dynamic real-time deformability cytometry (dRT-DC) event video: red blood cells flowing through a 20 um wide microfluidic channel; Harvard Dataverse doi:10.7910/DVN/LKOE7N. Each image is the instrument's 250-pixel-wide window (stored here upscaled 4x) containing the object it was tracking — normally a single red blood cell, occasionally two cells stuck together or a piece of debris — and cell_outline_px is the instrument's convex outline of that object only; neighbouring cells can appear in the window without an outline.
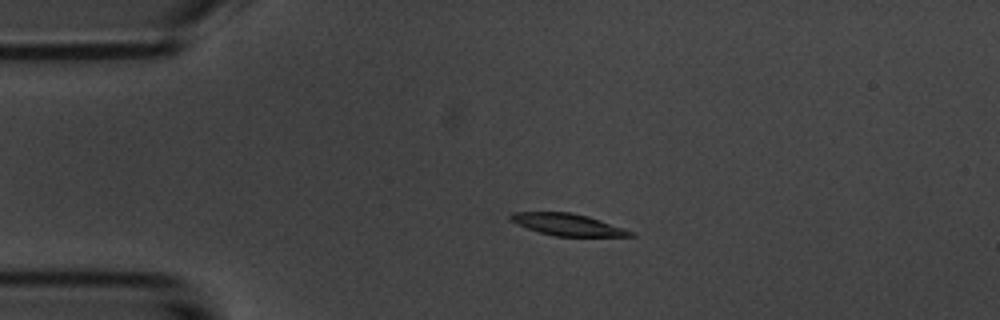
{"species": "common noctule bat (a hibernating species)", "species_latin": "Nyctalus noctula", "temperature_condition": "room temperature", "stored_images_in_passage": 3, "camera_frame_rate_fps": 3000, "um_per_image_px": 0.085, "animal": {"sex": "male", "body_mass_g": 20.1, "forearm_length_mm": 53.5}, "frame": {"image": 1, "passage_image": 1, "time_ms": 0.0, "image_size_px": [1000, 320], "cell_outline_px": [[636, 236], [556, 236], [540, 232], [516, 224], [508, 220], [508, 216], [512, 212], [572, 212], [588, 216], [636, 232]], "centroid_in_image_um": [48.24, 19.08], "position_along_channel_um": 36.8, "area_um2": 15.32}}
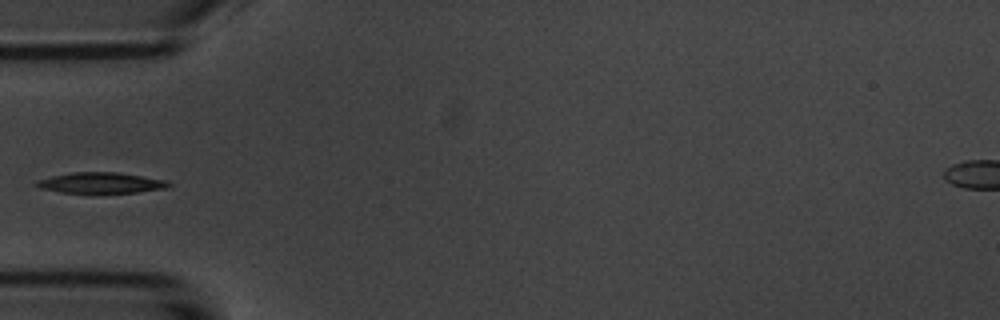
{"frame": {"image": 2, "passage_image": 3, "time_ms": 2.0, "image_size_px": [1000, 320], "cell_outline_px": [[172, 184], [168, 188], [136, 192], [60, 192], [40, 188], [36, 184], [36, 180], [52, 176], [72, 172], [116, 172], [168, 180]], "centroid_in_image_um": [8.61, 15.53], "position_along_channel_um": 76.4, "area_um2": 15.78}}